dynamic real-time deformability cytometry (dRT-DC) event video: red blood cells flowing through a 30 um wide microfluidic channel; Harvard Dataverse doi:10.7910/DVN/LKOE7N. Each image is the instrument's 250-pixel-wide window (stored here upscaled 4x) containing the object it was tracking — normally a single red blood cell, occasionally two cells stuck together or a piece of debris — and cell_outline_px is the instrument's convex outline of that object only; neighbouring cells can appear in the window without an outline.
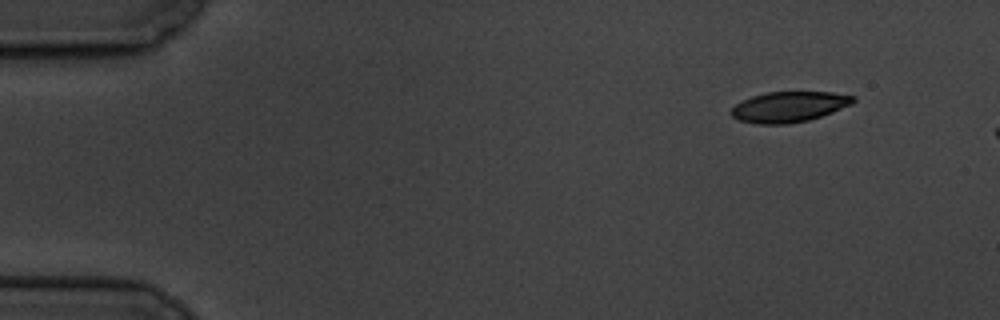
{"species": "common noctule bat (a hibernating species)", "species_latin": "Nyctalus noctula", "temperature_condition": "cold", "stored_images_in_passage": 6, "segment_of_instrument_passage": [2, 2], "camera_frame_rate_fps": 3000, "um_per_image_px": 0.085, "animal": {"sex": "male", "body_mass_g": 19.5, "forearm_length_mm": 54.6}, "frame": {"image": 1, "passage_image": 6, "time_ms": 6.667, "image_size_px": [1000, 320], "cell_outline_px": [[856, 100], [852, 104], [832, 112], [808, 120], [788, 124], [756, 124], [740, 120], [732, 116], [732, 108], [736, 104], [752, 96], [768, 92], [832, 92], [856, 96]], "centroid_in_image_um": [67.1, 9.07], "position_along_channel_um": 17.9, "area_um2": 21.56}}